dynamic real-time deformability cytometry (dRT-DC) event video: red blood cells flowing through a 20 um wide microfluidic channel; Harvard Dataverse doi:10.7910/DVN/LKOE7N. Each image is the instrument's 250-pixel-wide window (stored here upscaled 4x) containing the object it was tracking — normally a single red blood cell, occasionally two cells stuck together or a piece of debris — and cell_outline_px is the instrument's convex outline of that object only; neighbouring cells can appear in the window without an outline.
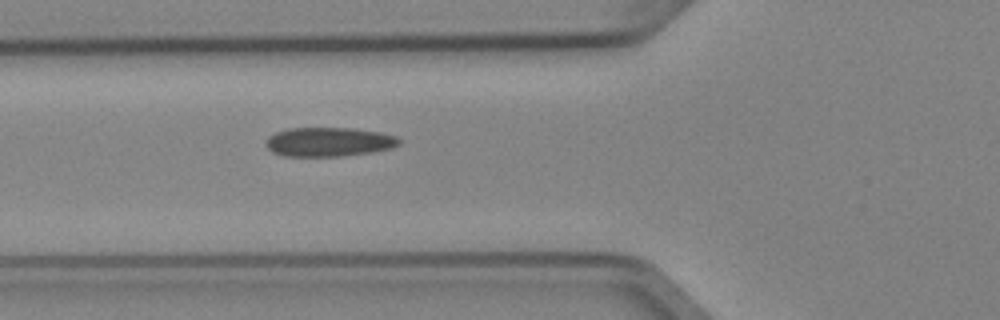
{"species": "Egyptian fruit bat (a non-hibernating species)", "species_latin": "Rousettus aegyptiacus", "temperature_condition": "cold", "stored_images_in_passage": 5, "camera_frame_rate_fps": 3000, "um_per_image_px": 0.085, "animal": {"sex": "female"}, "frame": {"image": 1, "passage_image": 5, "time_ms": 1.333, "image_size_px": [1000, 320], "cell_outline_px": [[400, 144], [392, 148], [372, 152], [340, 156], [284, 156], [272, 152], [264, 144], [268, 136], [276, 132], [288, 128], [352, 128], [380, 132], [396, 136], [400, 140]], "centroid_in_image_um": [27.93, 12.06], "position_along_channel_um": 97.9, "area_um2": 22.72}}